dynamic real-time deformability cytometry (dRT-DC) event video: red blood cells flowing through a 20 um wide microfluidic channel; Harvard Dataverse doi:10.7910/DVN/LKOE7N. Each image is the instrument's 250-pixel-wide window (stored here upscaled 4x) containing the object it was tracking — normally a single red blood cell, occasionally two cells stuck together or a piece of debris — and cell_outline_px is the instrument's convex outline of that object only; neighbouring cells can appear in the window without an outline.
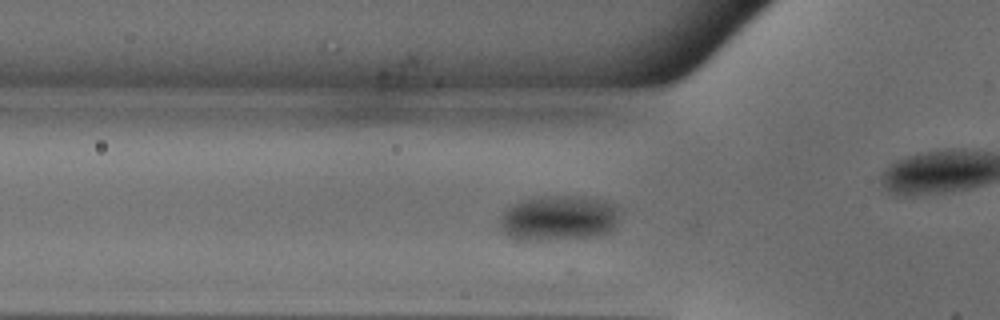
{"species": "common noctule bat (a hibernating species)", "species_latin": "Nyctalus noctula", "temperature_condition": "warm", "stored_images_in_passage": 45, "camera_frame_rate_fps": 3000, "um_per_image_px": 0.085, "animal": {"sex": "male", "body_mass_g": 18.8}, "frame": {"image": 1, "passage_image": 14, "time_ms": 4.333, "image_size_px": [1000, 320], "cell_outline_px": [[620, 208], [616, 224], [608, 232], [600, 236], [548, 240], [520, 240], [504, 232], [500, 220], [504, 212], [512, 204], [520, 200], [532, 196], [576, 196], [600, 200], [616, 204]], "centroid_in_image_um": [47.51, 18.53], "position_along_channel_um": 78.3, "area_um2": 31.67}}
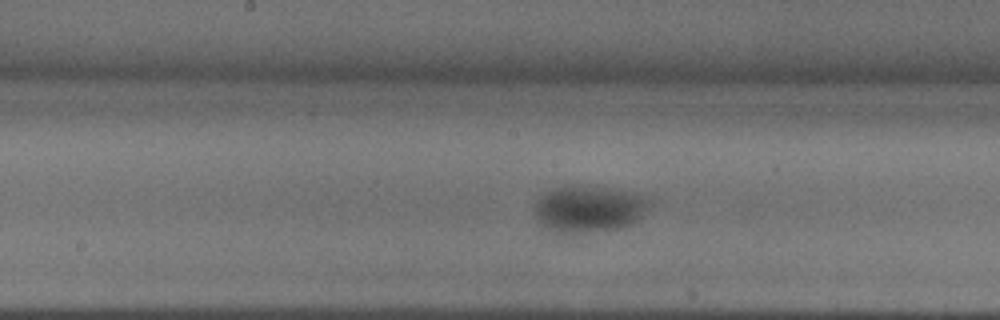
{"frame": {"image": 2, "passage_image": 23, "time_ms": 7.333, "image_size_px": [1000, 320], "cell_outline_px": [[652, 204], [636, 220], [628, 224], [616, 228], [556, 236], [540, 220], [536, 212], [536, 200], [540, 196], [556, 188], [612, 188], [636, 196]], "centroid_in_image_um": [49.98, 17.82], "position_along_channel_um": 198.2, "area_um2": 29.71}}
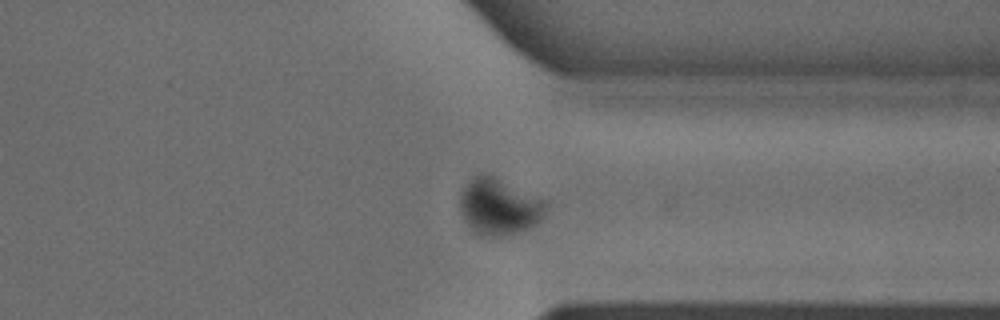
{"frame": {"image": 3, "passage_image": 36, "time_ms": 11.667, "image_size_px": [1000, 320], "cell_outline_px": [[548, 204], [544, 216], [532, 228], [520, 232], [496, 236], [480, 236], [468, 224], [460, 212], [460, 192], [472, 176], [480, 172], [496, 176], [548, 200]], "centroid_in_image_um": [42.46, 17.53], "position_along_channel_um": 368.9, "area_um2": 28.9}}